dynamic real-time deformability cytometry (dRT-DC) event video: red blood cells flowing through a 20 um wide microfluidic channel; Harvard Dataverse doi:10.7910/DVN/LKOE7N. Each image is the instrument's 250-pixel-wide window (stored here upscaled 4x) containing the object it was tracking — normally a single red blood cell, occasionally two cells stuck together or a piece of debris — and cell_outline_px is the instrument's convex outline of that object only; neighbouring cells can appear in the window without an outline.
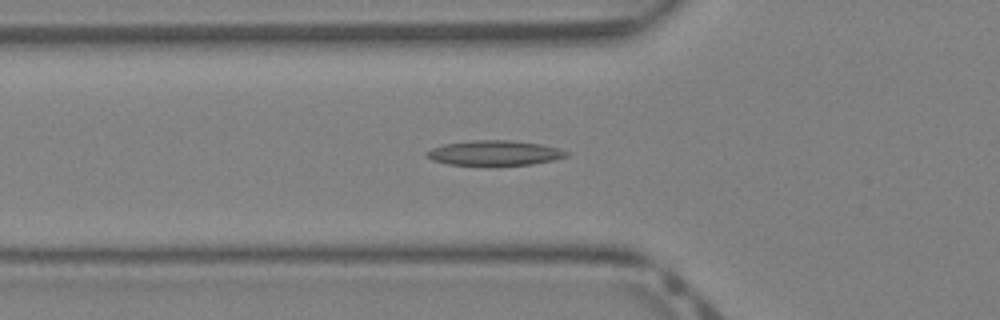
{"species": "Egyptian fruit bat (a non-hibernating species)", "species_latin": "Rousettus aegyptiacus", "temperature_condition": "warm", "stored_images_in_passage": 40, "camera_frame_rate_fps": 3000, "um_per_image_px": 0.085, "animal": {"sex": "female"}, "frame": {"image": 1, "passage_image": 14, "time_ms": 4.333, "image_size_px": [1000, 320], "cell_outline_px": [[568, 156], [552, 160], [532, 164], [448, 164], [432, 160], [424, 152], [432, 148], [444, 144], [468, 140], [508, 140], [540, 144], [556, 148], [568, 152]], "centroid_in_image_um": [42.0, 12.98], "position_along_channel_um": 83.8, "area_um2": 19.83}}
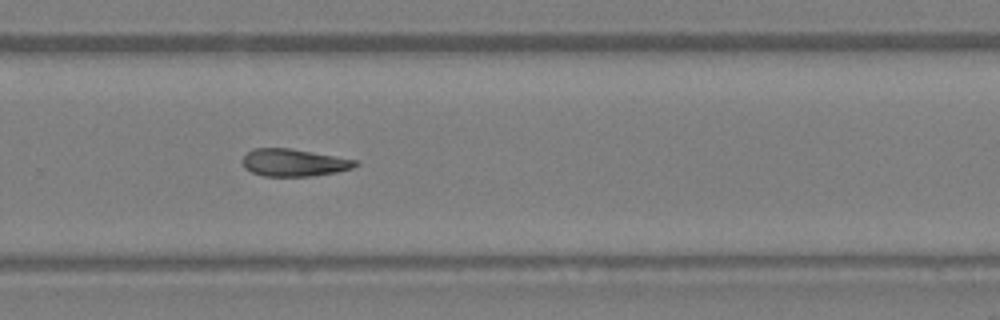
{"frame": {"image": 2, "passage_image": 27, "time_ms": 8.667, "image_size_px": [1000, 320], "cell_outline_px": [[360, 164], [352, 168], [336, 172], [312, 176], [264, 176], [252, 172], [244, 168], [240, 160], [248, 152], [256, 148], [292, 148], [360, 160]], "centroid_in_image_um": [25.01, 13.81], "position_along_channel_um": 304.8, "area_um2": 18.26}}
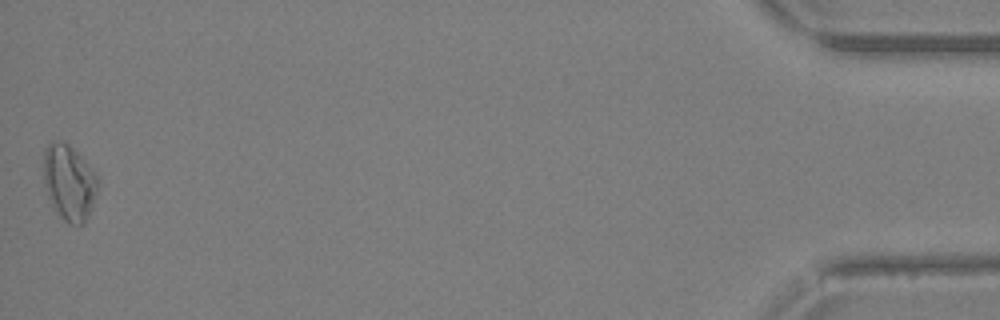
{"frame": {"image": 3, "passage_image": 40, "time_ms": 13.0, "image_size_px": [1000, 320], "cell_outline_px": [[100, 180], [92, 208], [84, 224], [68, 224], [52, 208], [44, 184], [44, 148], [52, 140], [64, 140], [96, 172]], "centroid_in_image_um": [5.88, 15.51], "position_along_channel_um": 429.3, "area_um2": 24.28}}